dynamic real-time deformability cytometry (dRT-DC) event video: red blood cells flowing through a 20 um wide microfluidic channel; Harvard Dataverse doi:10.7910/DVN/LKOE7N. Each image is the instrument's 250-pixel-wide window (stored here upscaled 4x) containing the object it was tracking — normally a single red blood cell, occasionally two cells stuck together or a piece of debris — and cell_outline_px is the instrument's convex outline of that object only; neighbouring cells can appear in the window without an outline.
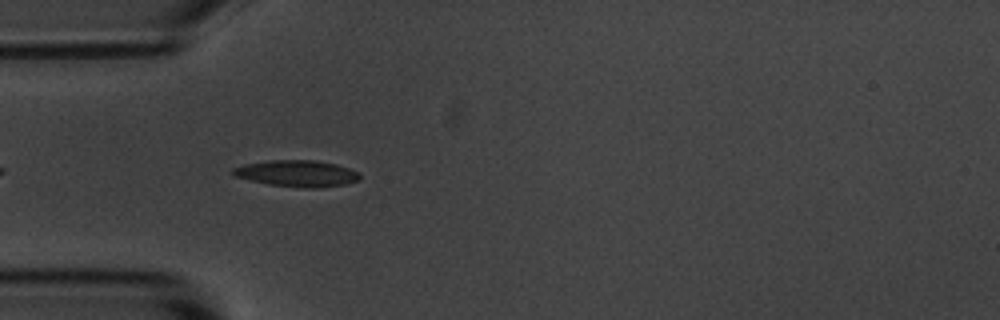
{"species": "common noctule bat (a hibernating species)", "species_latin": "Nyctalus noctula", "temperature_condition": "room temperature", "stored_images_in_passage": 5, "camera_frame_rate_fps": 3000, "um_per_image_px": 0.085, "animal": {"sex": "male", "body_mass_g": 20.1, "forearm_length_mm": 53.5}, "frame": {"image": 1, "passage_image": 4, "time_ms": 4.333, "image_size_px": [1000, 320], "cell_outline_px": [[360, 180], [344, 184], [316, 188], [304, 188], [268, 184], [236, 176], [232, 172], [232, 168], [244, 164], [268, 160], [316, 160], [336, 164], [360, 172]], "centroid_in_image_um": [25.27, 14.73], "position_along_channel_um": 59.7, "area_um2": 19.48}}